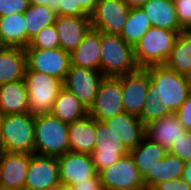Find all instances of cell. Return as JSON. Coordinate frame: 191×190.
Segmentation results:
<instances>
[{
    "label": "cell",
    "instance_id": "obj_1",
    "mask_svg": "<svg viewBox=\"0 0 191 190\" xmlns=\"http://www.w3.org/2000/svg\"><path fill=\"white\" fill-rule=\"evenodd\" d=\"M150 75L146 102L139 117L144 125L175 113L191 92L187 78L165 67L151 65L145 68Z\"/></svg>",
    "mask_w": 191,
    "mask_h": 190
},
{
    "label": "cell",
    "instance_id": "obj_2",
    "mask_svg": "<svg viewBox=\"0 0 191 190\" xmlns=\"http://www.w3.org/2000/svg\"><path fill=\"white\" fill-rule=\"evenodd\" d=\"M34 154L58 157L70 151L68 124L51 113L35 115Z\"/></svg>",
    "mask_w": 191,
    "mask_h": 190
},
{
    "label": "cell",
    "instance_id": "obj_3",
    "mask_svg": "<svg viewBox=\"0 0 191 190\" xmlns=\"http://www.w3.org/2000/svg\"><path fill=\"white\" fill-rule=\"evenodd\" d=\"M100 57V72L104 77H119L139 69L134 47L119 35L101 32Z\"/></svg>",
    "mask_w": 191,
    "mask_h": 190
},
{
    "label": "cell",
    "instance_id": "obj_4",
    "mask_svg": "<svg viewBox=\"0 0 191 190\" xmlns=\"http://www.w3.org/2000/svg\"><path fill=\"white\" fill-rule=\"evenodd\" d=\"M34 121L30 112L3 115L0 151L34 154Z\"/></svg>",
    "mask_w": 191,
    "mask_h": 190
},
{
    "label": "cell",
    "instance_id": "obj_5",
    "mask_svg": "<svg viewBox=\"0 0 191 190\" xmlns=\"http://www.w3.org/2000/svg\"><path fill=\"white\" fill-rule=\"evenodd\" d=\"M180 32L150 27L134 46V56L139 68L164 65Z\"/></svg>",
    "mask_w": 191,
    "mask_h": 190
},
{
    "label": "cell",
    "instance_id": "obj_6",
    "mask_svg": "<svg viewBox=\"0 0 191 190\" xmlns=\"http://www.w3.org/2000/svg\"><path fill=\"white\" fill-rule=\"evenodd\" d=\"M24 80L27 87L29 109L32 115L50 113L54 101L63 88V81L26 67Z\"/></svg>",
    "mask_w": 191,
    "mask_h": 190
},
{
    "label": "cell",
    "instance_id": "obj_7",
    "mask_svg": "<svg viewBox=\"0 0 191 190\" xmlns=\"http://www.w3.org/2000/svg\"><path fill=\"white\" fill-rule=\"evenodd\" d=\"M95 136L94 150L90 156L98 173L130 153L104 121L95 120Z\"/></svg>",
    "mask_w": 191,
    "mask_h": 190
},
{
    "label": "cell",
    "instance_id": "obj_8",
    "mask_svg": "<svg viewBox=\"0 0 191 190\" xmlns=\"http://www.w3.org/2000/svg\"><path fill=\"white\" fill-rule=\"evenodd\" d=\"M99 175L105 190H140L145 188L143 177L130 153L103 169Z\"/></svg>",
    "mask_w": 191,
    "mask_h": 190
},
{
    "label": "cell",
    "instance_id": "obj_9",
    "mask_svg": "<svg viewBox=\"0 0 191 190\" xmlns=\"http://www.w3.org/2000/svg\"><path fill=\"white\" fill-rule=\"evenodd\" d=\"M130 9L124 0H98L90 15L92 29L108 35H120Z\"/></svg>",
    "mask_w": 191,
    "mask_h": 190
},
{
    "label": "cell",
    "instance_id": "obj_10",
    "mask_svg": "<svg viewBox=\"0 0 191 190\" xmlns=\"http://www.w3.org/2000/svg\"><path fill=\"white\" fill-rule=\"evenodd\" d=\"M27 68L64 81L70 68V53L60 47L54 49L24 48Z\"/></svg>",
    "mask_w": 191,
    "mask_h": 190
},
{
    "label": "cell",
    "instance_id": "obj_11",
    "mask_svg": "<svg viewBox=\"0 0 191 190\" xmlns=\"http://www.w3.org/2000/svg\"><path fill=\"white\" fill-rule=\"evenodd\" d=\"M123 112L120 78L104 77L88 115L94 120L104 121Z\"/></svg>",
    "mask_w": 191,
    "mask_h": 190
},
{
    "label": "cell",
    "instance_id": "obj_12",
    "mask_svg": "<svg viewBox=\"0 0 191 190\" xmlns=\"http://www.w3.org/2000/svg\"><path fill=\"white\" fill-rule=\"evenodd\" d=\"M103 78V74L98 70L70 65L63 87L72 92L89 110Z\"/></svg>",
    "mask_w": 191,
    "mask_h": 190
},
{
    "label": "cell",
    "instance_id": "obj_13",
    "mask_svg": "<svg viewBox=\"0 0 191 190\" xmlns=\"http://www.w3.org/2000/svg\"><path fill=\"white\" fill-rule=\"evenodd\" d=\"M122 86V103L124 112L140 117L146 102L150 84V75L145 68L119 76Z\"/></svg>",
    "mask_w": 191,
    "mask_h": 190
},
{
    "label": "cell",
    "instance_id": "obj_14",
    "mask_svg": "<svg viewBox=\"0 0 191 190\" xmlns=\"http://www.w3.org/2000/svg\"><path fill=\"white\" fill-rule=\"evenodd\" d=\"M60 184L57 157L31 154L24 190H42Z\"/></svg>",
    "mask_w": 191,
    "mask_h": 190
},
{
    "label": "cell",
    "instance_id": "obj_15",
    "mask_svg": "<svg viewBox=\"0 0 191 190\" xmlns=\"http://www.w3.org/2000/svg\"><path fill=\"white\" fill-rule=\"evenodd\" d=\"M60 183L75 185L90 177L96 176L98 172L89 154L68 151L58 156Z\"/></svg>",
    "mask_w": 191,
    "mask_h": 190
},
{
    "label": "cell",
    "instance_id": "obj_16",
    "mask_svg": "<svg viewBox=\"0 0 191 190\" xmlns=\"http://www.w3.org/2000/svg\"><path fill=\"white\" fill-rule=\"evenodd\" d=\"M31 154L0 151V185L24 190Z\"/></svg>",
    "mask_w": 191,
    "mask_h": 190
},
{
    "label": "cell",
    "instance_id": "obj_17",
    "mask_svg": "<svg viewBox=\"0 0 191 190\" xmlns=\"http://www.w3.org/2000/svg\"><path fill=\"white\" fill-rule=\"evenodd\" d=\"M58 32L60 48L71 52L92 28L90 17L58 15L54 23Z\"/></svg>",
    "mask_w": 191,
    "mask_h": 190
},
{
    "label": "cell",
    "instance_id": "obj_18",
    "mask_svg": "<svg viewBox=\"0 0 191 190\" xmlns=\"http://www.w3.org/2000/svg\"><path fill=\"white\" fill-rule=\"evenodd\" d=\"M104 122L118 135L117 138L129 151L134 149L145 137V125L137 116L123 112Z\"/></svg>",
    "mask_w": 191,
    "mask_h": 190
},
{
    "label": "cell",
    "instance_id": "obj_19",
    "mask_svg": "<svg viewBox=\"0 0 191 190\" xmlns=\"http://www.w3.org/2000/svg\"><path fill=\"white\" fill-rule=\"evenodd\" d=\"M101 32L90 29L82 42L70 52L72 66L100 71Z\"/></svg>",
    "mask_w": 191,
    "mask_h": 190
},
{
    "label": "cell",
    "instance_id": "obj_20",
    "mask_svg": "<svg viewBox=\"0 0 191 190\" xmlns=\"http://www.w3.org/2000/svg\"><path fill=\"white\" fill-rule=\"evenodd\" d=\"M185 131L184 126L175 113L145 125V136L149 140L164 146L167 150Z\"/></svg>",
    "mask_w": 191,
    "mask_h": 190
},
{
    "label": "cell",
    "instance_id": "obj_21",
    "mask_svg": "<svg viewBox=\"0 0 191 190\" xmlns=\"http://www.w3.org/2000/svg\"><path fill=\"white\" fill-rule=\"evenodd\" d=\"M30 112L25 80L0 85V113L2 115Z\"/></svg>",
    "mask_w": 191,
    "mask_h": 190
},
{
    "label": "cell",
    "instance_id": "obj_22",
    "mask_svg": "<svg viewBox=\"0 0 191 190\" xmlns=\"http://www.w3.org/2000/svg\"><path fill=\"white\" fill-rule=\"evenodd\" d=\"M141 8L149 17L152 27L172 31H185L180 26L173 1L147 0Z\"/></svg>",
    "mask_w": 191,
    "mask_h": 190
},
{
    "label": "cell",
    "instance_id": "obj_23",
    "mask_svg": "<svg viewBox=\"0 0 191 190\" xmlns=\"http://www.w3.org/2000/svg\"><path fill=\"white\" fill-rule=\"evenodd\" d=\"M26 67L24 48L0 47V85L23 80Z\"/></svg>",
    "mask_w": 191,
    "mask_h": 190
},
{
    "label": "cell",
    "instance_id": "obj_24",
    "mask_svg": "<svg viewBox=\"0 0 191 190\" xmlns=\"http://www.w3.org/2000/svg\"><path fill=\"white\" fill-rule=\"evenodd\" d=\"M70 151L91 154L95 145V120L89 115L68 124Z\"/></svg>",
    "mask_w": 191,
    "mask_h": 190
},
{
    "label": "cell",
    "instance_id": "obj_25",
    "mask_svg": "<svg viewBox=\"0 0 191 190\" xmlns=\"http://www.w3.org/2000/svg\"><path fill=\"white\" fill-rule=\"evenodd\" d=\"M185 162L171 153L156 163L152 171L143 177L145 188L152 190L157 184L171 179L182 178Z\"/></svg>",
    "mask_w": 191,
    "mask_h": 190
},
{
    "label": "cell",
    "instance_id": "obj_26",
    "mask_svg": "<svg viewBox=\"0 0 191 190\" xmlns=\"http://www.w3.org/2000/svg\"><path fill=\"white\" fill-rule=\"evenodd\" d=\"M24 13L0 17V47H27Z\"/></svg>",
    "mask_w": 191,
    "mask_h": 190
},
{
    "label": "cell",
    "instance_id": "obj_27",
    "mask_svg": "<svg viewBox=\"0 0 191 190\" xmlns=\"http://www.w3.org/2000/svg\"><path fill=\"white\" fill-rule=\"evenodd\" d=\"M167 153L168 150L164 146L149 140L146 136L130 151V155L142 177L148 171H152L156 163L162 160Z\"/></svg>",
    "mask_w": 191,
    "mask_h": 190
},
{
    "label": "cell",
    "instance_id": "obj_28",
    "mask_svg": "<svg viewBox=\"0 0 191 190\" xmlns=\"http://www.w3.org/2000/svg\"><path fill=\"white\" fill-rule=\"evenodd\" d=\"M50 113L62 122L69 124L86 117L88 109L72 92L63 87L54 101L53 109Z\"/></svg>",
    "mask_w": 191,
    "mask_h": 190
},
{
    "label": "cell",
    "instance_id": "obj_29",
    "mask_svg": "<svg viewBox=\"0 0 191 190\" xmlns=\"http://www.w3.org/2000/svg\"><path fill=\"white\" fill-rule=\"evenodd\" d=\"M164 66L183 75L191 70V30L179 33Z\"/></svg>",
    "mask_w": 191,
    "mask_h": 190
},
{
    "label": "cell",
    "instance_id": "obj_30",
    "mask_svg": "<svg viewBox=\"0 0 191 190\" xmlns=\"http://www.w3.org/2000/svg\"><path fill=\"white\" fill-rule=\"evenodd\" d=\"M24 17L28 46L30 40L35 37L42 28L55 23L57 14L48 6L30 4L24 12Z\"/></svg>",
    "mask_w": 191,
    "mask_h": 190
},
{
    "label": "cell",
    "instance_id": "obj_31",
    "mask_svg": "<svg viewBox=\"0 0 191 190\" xmlns=\"http://www.w3.org/2000/svg\"><path fill=\"white\" fill-rule=\"evenodd\" d=\"M150 27L151 22L144 10L141 7H133L119 36L134 47Z\"/></svg>",
    "mask_w": 191,
    "mask_h": 190
},
{
    "label": "cell",
    "instance_id": "obj_32",
    "mask_svg": "<svg viewBox=\"0 0 191 190\" xmlns=\"http://www.w3.org/2000/svg\"><path fill=\"white\" fill-rule=\"evenodd\" d=\"M60 47L55 25L42 28L25 48L54 49Z\"/></svg>",
    "mask_w": 191,
    "mask_h": 190
},
{
    "label": "cell",
    "instance_id": "obj_33",
    "mask_svg": "<svg viewBox=\"0 0 191 190\" xmlns=\"http://www.w3.org/2000/svg\"><path fill=\"white\" fill-rule=\"evenodd\" d=\"M168 152L178 156L185 163L191 162V131H185L175 140Z\"/></svg>",
    "mask_w": 191,
    "mask_h": 190
},
{
    "label": "cell",
    "instance_id": "obj_34",
    "mask_svg": "<svg viewBox=\"0 0 191 190\" xmlns=\"http://www.w3.org/2000/svg\"><path fill=\"white\" fill-rule=\"evenodd\" d=\"M174 4L180 26L185 31L191 30V0H176Z\"/></svg>",
    "mask_w": 191,
    "mask_h": 190
},
{
    "label": "cell",
    "instance_id": "obj_35",
    "mask_svg": "<svg viewBox=\"0 0 191 190\" xmlns=\"http://www.w3.org/2000/svg\"><path fill=\"white\" fill-rule=\"evenodd\" d=\"M29 5V0H0V17L24 13Z\"/></svg>",
    "mask_w": 191,
    "mask_h": 190
},
{
    "label": "cell",
    "instance_id": "obj_36",
    "mask_svg": "<svg viewBox=\"0 0 191 190\" xmlns=\"http://www.w3.org/2000/svg\"><path fill=\"white\" fill-rule=\"evenodd\" d=\"M58 4V15L90 17L82 7H76V0H58Z\"/></svg>",
    "mask_w": 191,
    "mask_h": 190
},
{
    "label": "cell",
    "instance_id": "obj_37",
    "mask_svg": "<svg viewBox=\"0 0 191 190\" xmlns=\"http://www.w3.org/2000/svg\"><path fill=\"white\" fill-rule=\"evenodd\" d=\"M175 114L184 126L185 130L191 131V92Z\"/></svg>",
    "mask_w": 191,
    "mask_h": 190
},
{
    "label": "cell",
    "instance_id": "obj_38",
    "mask_svg": "<svg viewBox=\"0 0 191 190\" xmlns=\"http://www.w3.org/2000/svg\"><path fill=\"white\" fill-rule=\"evenodd\" d=\"M152 190H191V186L179 178L159 183Z\"/></svg>",
    "mask_w": 191,
    "mask_h": 190
},
{
    "label": "cell",
    "instance_id": "obj_39",
    "mask_svg": "<svg viewBox=\"0 0 191 190\" xmlns=\"http://www.w3.org/2000/svg\"><path fill=\"white\" fill-rule=\"evenodd\" d=\"M73 187L75 190H105L99 173L96 176L83 180V182H78Z\"/></svg>",
    "mask_w": 191,
    "mask_h": 190
},
{
    "label": "cell",
    "instance_id": "obj_40",
    "mask_svg": "<svg viewBox=\"0 0 191 190\" xmlns=\"http://www.w3.org/2000/svg\"><path fill=\"white\" fill-rule=\"evenodd\" d=\"M29 4L48 6L58 16V8H59L58 0H29Z\"/></svg>",
    "mask_w": 191,
    "mask_h": 190
},
{
    "label": "cell",
    "instance_id": "obj_41",
    "mask_svg": "<svg viewBox=\"0 0 191 190\" xmlns=\"http://www.w3.org/2000/svg\"><path fill=\"white\" fill-rule=\"evenodd\" d=\"M98 0H76V7H82L89 15L95 10Z\"/></svg>",
    "mask_w": 191,
    "mask_h": 190
},
{
    "label": "cell",
    "instance_id": "obj_42",
    "mask_svg": "<svg viewBox=\"0 0 191 190\" xmlns=\"http://www.w3.org/2000/svg\"><path fill=\"white\" fill-rule=\"evenodd\" d=\"M182 179L191 186V162L185 164Z\"/></svg>",
    "mask_w": 191,
    "mask_h": 190
},
{
    "label": "cell",
    "instance_id": "obj_43",
    "mask_svg": "<svg viewBox=\"0 0 191 190\" xmlns=\"http://www.w3.org/2000/svg\"><path fill=\"white\" fill-rule=\"evenodd\" d=\"M130 8L141 7L147 0H124Z\"/></svg>",
    "mask_w": 191,
    "mask_h": 190
},
{
    "label": "cell",
    "instance_id": "obj_44",
    "mask_svg": "<svg viewBox=\"0 0 191 190\" xmlns=\"http://www.w3.org/2000/svg\"><path fill=\"white\" fill-rule=\"evenodd\" d=\"M59 190H75V189L71 185H66V184L60 183Z\"/></svg>",
    "mask_w": 191,
    "mask_h": 190
},
{
    "label": "cell",
    "instance_id": "obj_45",
    "mask_svg": "<svg viewBox=\"0 0 191 190\" xmlns=\"http://www.w3.org/2000/svg\"><path fill=\"white\" fill-rule=\"evenodd\" d=\"M191 91V70L185 75Z\"/></svg>",
    "mask_w": 191,
    "mask_h": 190
},
{
    "label": "cell",
    "instance_id": "obj_46",
    "mask_svg": "<svg viewBox=\"0 0 191 190\" xmlns=\"http://www.w3.org/2000/svg\"><path fill=\"white\" fill-rule=\"evenodd\" d=\"M42 190H59V184L57 185H53V186H50V187H46Z\"/></svg>",
    "mask_w": 191,
    "mask_h": 190
},
{
    "label": "cell",
    "instance_id": "obj_47",
    "mask_svg": "<svg viewBox=\"0 0 191 190\" xmlns=\"http://www.w3.org/2000/svg\"><path fill=\"white\" fill-rule=\"evenodd\" d=\"M0 190H16V189L0 185Z\"/></svg>",
    "mask_w": 191,
    "mask_h": 190
},
{
    "label": "cell",
    "instance_id": "obj_48",
    "mask_svg": "<svg viewBox=\"0 0 191 190\" xmlns=\"http://www.w3.org/2000/svg\"><path fill=\"white\" fill-rule=\"evenodd\" d=\"M2 119H3V115L0 113V135H1V122H2Z\"/></svg>",
    "mask_w": 191,
    "mask_h": 190
}]
</instances>
